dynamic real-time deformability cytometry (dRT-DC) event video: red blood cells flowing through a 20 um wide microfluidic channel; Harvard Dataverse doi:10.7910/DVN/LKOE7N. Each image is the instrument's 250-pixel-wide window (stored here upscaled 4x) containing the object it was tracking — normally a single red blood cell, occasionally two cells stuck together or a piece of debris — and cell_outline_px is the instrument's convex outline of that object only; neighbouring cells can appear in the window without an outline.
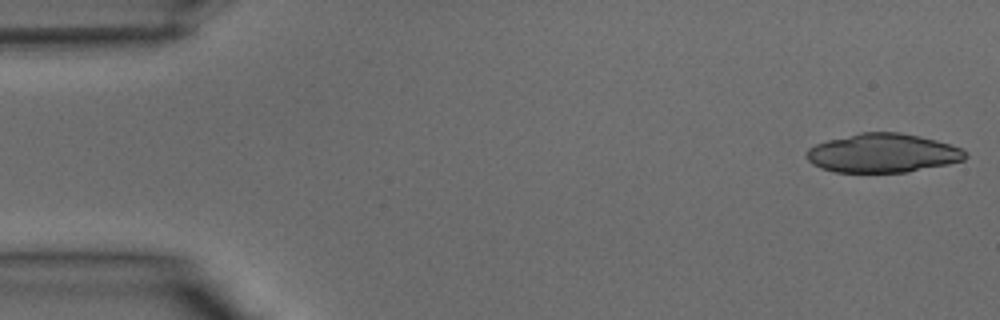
{"species": "common noctule bat (a hibernating species)", "species_latin": "Nyctalus noctula", "temperature_condition": "warm", "stored_images_in_passage": 18, "camera_frame_rate_fps": 3000, "um_per_image_px": 0.085, "animal": {"sex": "male", "body_mass_g": 15.6}, "frame": {"image": 1, "passage_image": 1, "time_ms": 0.0, "image_size_px": [1000, 320], "cell_outline_px": [[968, 156], [964, 160], [948, 164], [908, 172], [836, 172], [820, 168], [812, 164], [804, 156], [804, 152], [808, 148], [816, 144], [828, 140], [860, 132], [900, 132], [920, 136], [936, 140], [960, 148]], "centroid_in_image_um": [74.99, 13.01], "position_along_channel_um": 10.0, "area_um2": 36.07}}